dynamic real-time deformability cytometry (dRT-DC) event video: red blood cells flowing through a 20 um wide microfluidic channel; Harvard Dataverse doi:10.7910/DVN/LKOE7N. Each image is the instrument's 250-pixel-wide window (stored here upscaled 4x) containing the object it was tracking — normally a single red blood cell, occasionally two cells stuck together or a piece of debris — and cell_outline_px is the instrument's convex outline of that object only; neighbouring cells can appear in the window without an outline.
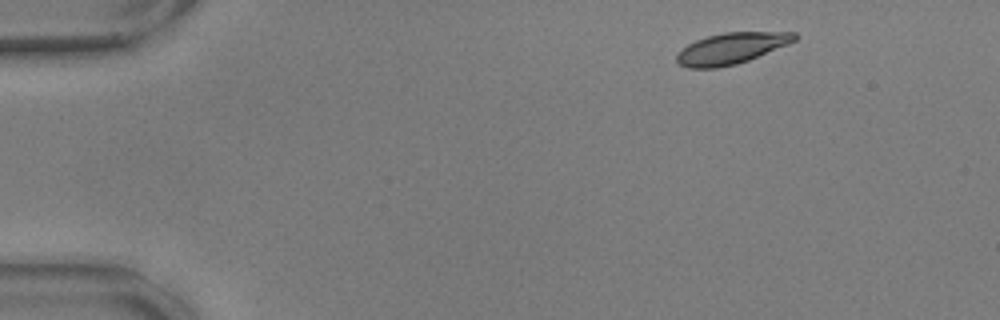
{"species": "common noctule bat (a hibernating species)", "species_latin": "Nyctalus noctula", "temperature_condition": "warm", "stored_images_in_passage": 50, "camera_frame_rate_fps": 3000, "um_per_image_px": 0.085, "animal": {"sex": "male", "body_mass_g": 17.9, "forearm_length_mm": 54.2}, "frame": {"image": 1, "passage_image": 1, "time_ms": 0.0, "image_size_px": [1000, 320], "cell_outline_px": [[800, 36], [796, 40], [788, 44], [748, 60], [736, 64], [716, 68], [688, 68], [680, 64], [676, 60], [676, 56], [688, 44], [696, 40], [708, 36], [724, 32], [796, 32]], "centroid_in_image_um": [62.19, 4.1], "position_along_channel_um": 22.8, "area_um2": 21.21}}
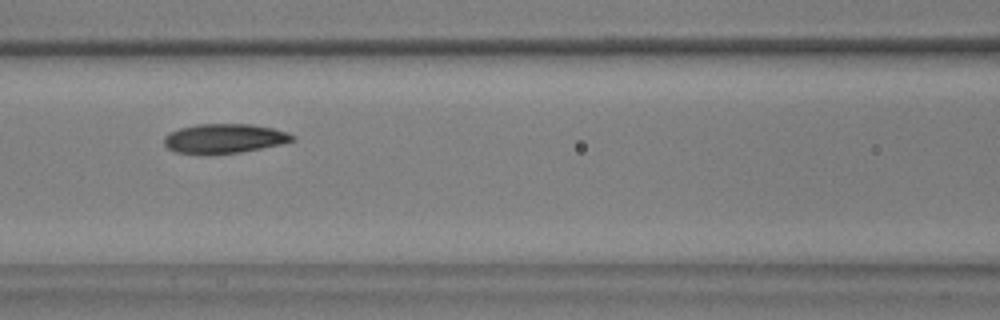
{"frame": {"image": 2, "passage_image": 19, "time_ms": 6.0, "image_size_px": [1000, 320], "cell_outline_px": [[296, 140], [280, 144], [240, 152], [208, 156], [204, 156], [176, 152], [168, 148], [164, 144], [164, 136], [180, 128], [196, 124], [252, 124], [272, 128], [288, 132], [296, 136]], "centroid_in_image_um": [19.05, 11.79], "position_along_channel_um": 147.5, "area_um2": 22.37}}
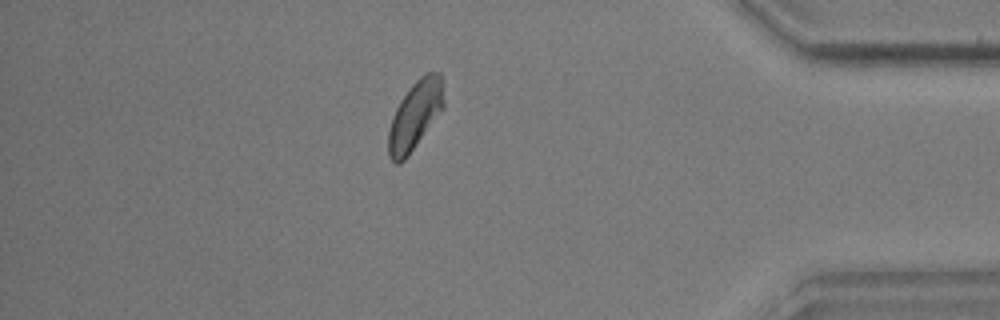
{"frame": {"image": 3, "passage_image": 43, "time_ms": 14.0, "image_size_px": [1000, 320], "cell_outline_px": [[444, 108], [408, 156], [400, 164], [396, 164], [388, 156], [388, 132], [392, 116], [400, 100], [412, 84], [424, 72], [440, 72], [444, 100]], "centroid_in_image_um": [35.27, 9.8], "position_along_channel_um": 399.9, "area_um2": 22.2}, "authors_computed_cell_mechanics": {"area_um2": 22.1663, "velocity_mm_per_s": 3.5643, "shape_relaxation_time_tau1_ms": 5.9204, "shape_relaxation_time_tau2_ms": 3.7016, "deformation_change_tau1": 0.1605, "deformation_change_tau2": 0.0785}}